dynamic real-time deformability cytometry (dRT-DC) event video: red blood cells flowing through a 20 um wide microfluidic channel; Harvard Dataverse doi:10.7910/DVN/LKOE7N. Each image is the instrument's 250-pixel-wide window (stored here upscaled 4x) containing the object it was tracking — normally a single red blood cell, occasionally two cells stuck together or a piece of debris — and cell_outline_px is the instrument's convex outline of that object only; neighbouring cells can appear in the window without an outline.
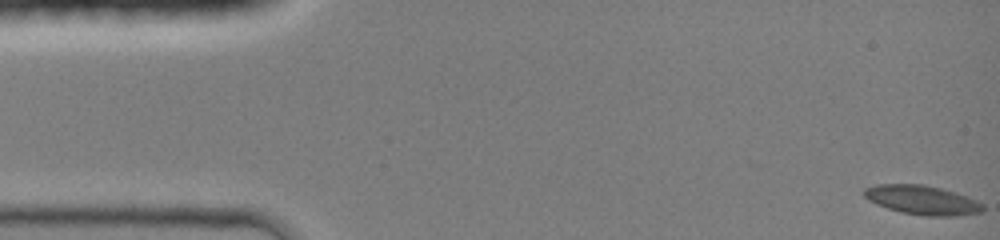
{"species": "common noctule bat (a hibernating species)", "species_latin": "Nyctalus noctula", "temperature_condition": "room temperature", "stored_images_in_passage": 44, "camera_frame_rate_fps": 3000, "um_per_image_px": 0.085, "animal": {"sex": "female", "body_mass_g": 19.0, "forearm_length_mm": 51.5}, "frame": {"image": 1, "passage_image": 1, "time_ms": 0.0, "image_size_px": [1000, 240], "cell_outline_px": [[984, 212], [956, 216], [924, 216], [900, 212], [876, 204], [868, 200], [864, 196], [864, 188], [876, 184], [924, 184], [956, 192], [968, 196], [984, 204]], "centroid_in_image_um": [78.41, 17.0], "position_along_channel_um": 6.6, "area_um2": 20.46}}
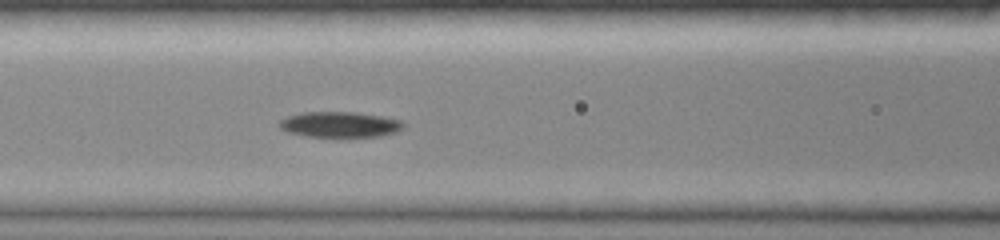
{"frame": {"image": 2, "passage_image": 19, "time_ms": 6.0, "image_size_px": [1000, 240], "cell_outline_px": [[404, 128], [396, 132], [380, 136], [348, 140], [308, 136], [288, 132], [280, 128], [276, 124], [280, 120], [288, 116], [300, 112], [356, 112], [384, 116], [404, 120]], "centroid_in_image_um": [28.93, 10.62], "position_along_channel_um": 137.7, "area_um2": 19.65}}
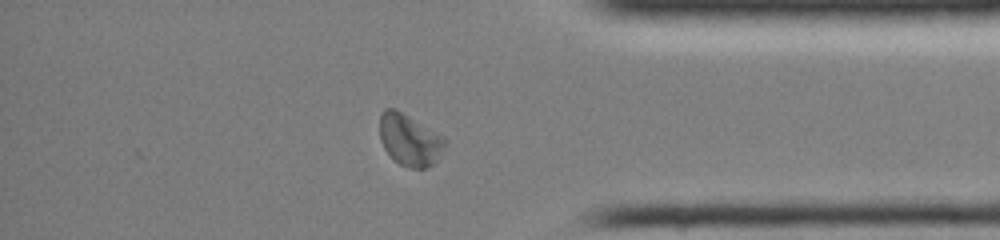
{"frame": {"image": 3, "passage_image": 38, "time_ms": 12.333, "image_size_px": [1000, 240], "cell_outline_px": [[448, 144], [436, 160], [432, 164], [424, 168], [408, 168], [400, 164], [384, 148], [380, 140], [380, 112], [384, 108], [396, 108], [448, 140]], "centroid_in_image_um": [34.81, 11.87], "position_along_channel_um": 400.4, "area_um2": 19.54}, "authors_computed_cell_mechanics": {"area_um2": 19.1029, "velocity_mm_per_s": 4.2629, "shape_relaxation_time_tau1_ms": 4.37, "shape_relaxation_time_tau2_ms": null, "deformation_change_tau1": 0.1407, "deformation_change_tau2": null}}